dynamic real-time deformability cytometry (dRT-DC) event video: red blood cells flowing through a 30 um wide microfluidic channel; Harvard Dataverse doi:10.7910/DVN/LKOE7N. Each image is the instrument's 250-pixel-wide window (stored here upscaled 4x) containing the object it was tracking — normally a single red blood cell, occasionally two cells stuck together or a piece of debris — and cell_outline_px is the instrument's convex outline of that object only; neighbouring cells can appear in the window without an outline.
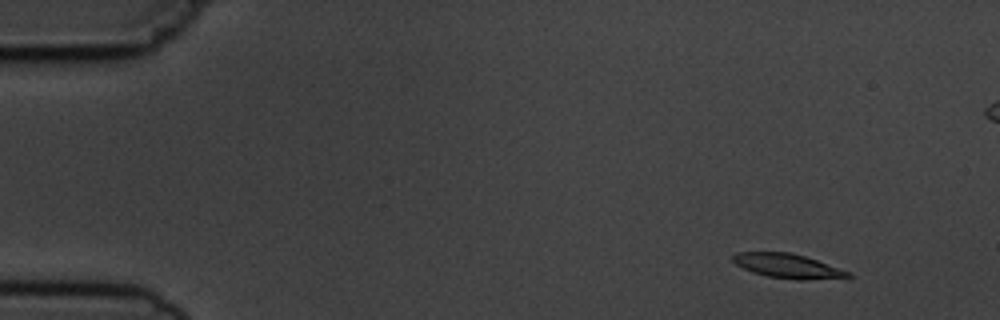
{"species": "common noctule bat (a hibernating species)", "species_latin": "Nyctalus noctula", "temperature_condition": "cold", "stored_images_in_passage": 4, "camera_frame_rate_fps": 3000, "um_per_image_px": 0.085, "animal": {"sex": "male", "body_mass_g": 19.5, "forearm_length_mm": 54.6}, "frame": {"image": 1, "passage_image": 2, "time_ms": 1.0, "image_size_px": [1000, 320], "cell_outline_px": [[852, 276], [804, 280], [796, 280], [768, 276], [752, 272], [736, 264], [732, 260], [732, 256], [736, 252], [792, 252], [852, 272]], "centroid_in_image_um": [66.93, 22.6], "position_along_channel_um": 18.1, "area_um2": 16.18}}